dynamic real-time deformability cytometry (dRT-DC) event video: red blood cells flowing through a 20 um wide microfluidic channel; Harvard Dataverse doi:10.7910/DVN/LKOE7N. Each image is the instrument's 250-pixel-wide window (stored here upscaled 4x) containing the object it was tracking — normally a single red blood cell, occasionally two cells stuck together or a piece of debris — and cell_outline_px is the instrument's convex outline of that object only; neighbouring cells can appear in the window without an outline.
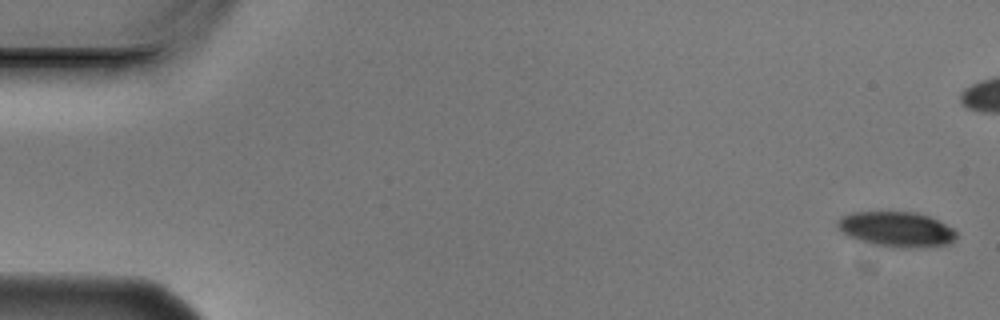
{"species": "Egyptian fruit bat (a non-hibernating species)", "species_latin": "Rousettus aegyptiacus", "temperature_condition": "cold", "stored_images_in_passage": 6, "camera_frame_rate_fps": 3000, "um_per_image_px": 0.085, "animal": {"sex": "male"}, "frame": {"image": 1, "passage_image": 1, "time_ms": 0.0, "image_size_px": [1000, 320], "cell_outline_px": [[956, 236], [948, 244], [924, 248], [892, 248], [872, 244], [856, 240], [848, 236], [836, 224], [836, 220], [840, 216], [852, 212], [916, 212], [928, 216], [952, 228], [956, 232]], "centroid_in_image_um": [76.16, 19.5], "position_along_channel_um": 8.8, "area_um2": 24.51}}
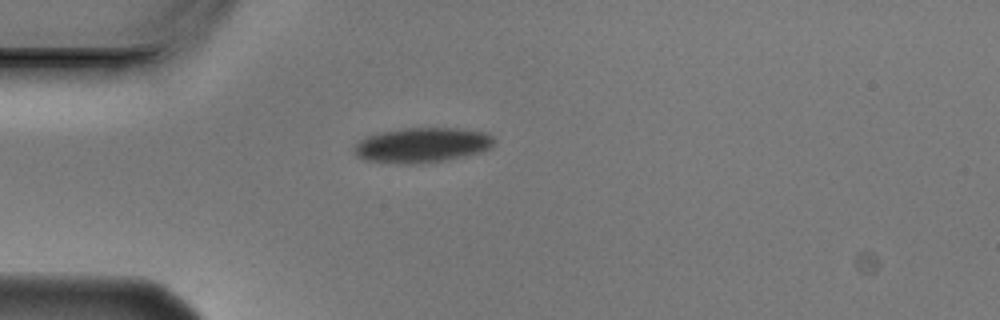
{"frame": {"image": 2, "passage_image": 6, "time_ms": 1.667, "image_size_px": [1000, 320], "cell_outline_px": [[496, 140], [492, 148], [480, 152], [464, 156], [444, 160], [416, 164], [404, 164], [368, 160], [356, 156], [352, 148], [364, 136], [380, 132], [404, 128], [456, 128], [488, 132]], "centroid_in_image_um": [35.89, 12.32], "position_along_channel_um": 49.1, "area_um2": 28.67}}